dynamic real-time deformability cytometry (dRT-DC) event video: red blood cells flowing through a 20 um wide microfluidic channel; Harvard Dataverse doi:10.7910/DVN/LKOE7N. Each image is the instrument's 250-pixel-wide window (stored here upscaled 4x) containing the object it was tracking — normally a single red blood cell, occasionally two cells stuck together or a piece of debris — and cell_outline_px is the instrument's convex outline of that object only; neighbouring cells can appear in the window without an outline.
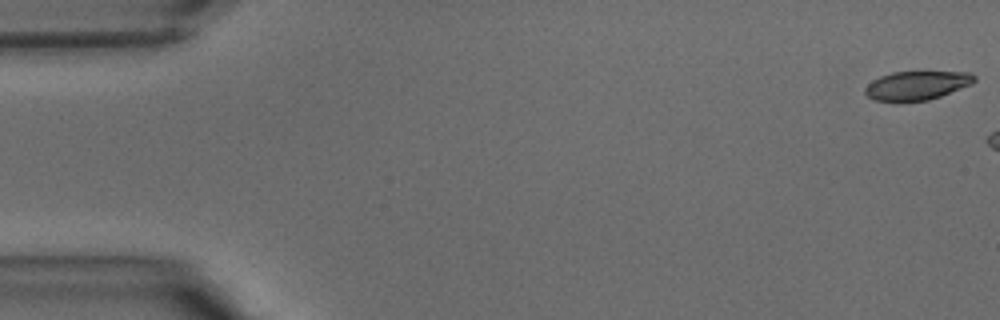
{"species": "common noctule bat (a hibernating species)", "species_latin": "Nyctalus noctula", "temperature_condition": "warm", "stored_images_in_passage": 5, "camera_frame_rate_fps": 3000, "um_per_image_px": 0.085, "animal": {"sex": "male", "body_mass_g": 15.6}, "frame": {"image": 1, "passage_image": 1, "time_ms": 0.0, "image_size_px": [1000, 320], "cell_outline_px": [[976, 80], [972, 84], [940, 96], [928, 100], [900, 104], [876, 100], [868, 96], [864, 92], [864, 88], [872, 80], [880, 76], [892, 72], [968, 72], [976, 76]], "centroid_in_image_um": [77.89, 7.3], "position_along_channel_um": 7.1, "area_um2": 18.79}}